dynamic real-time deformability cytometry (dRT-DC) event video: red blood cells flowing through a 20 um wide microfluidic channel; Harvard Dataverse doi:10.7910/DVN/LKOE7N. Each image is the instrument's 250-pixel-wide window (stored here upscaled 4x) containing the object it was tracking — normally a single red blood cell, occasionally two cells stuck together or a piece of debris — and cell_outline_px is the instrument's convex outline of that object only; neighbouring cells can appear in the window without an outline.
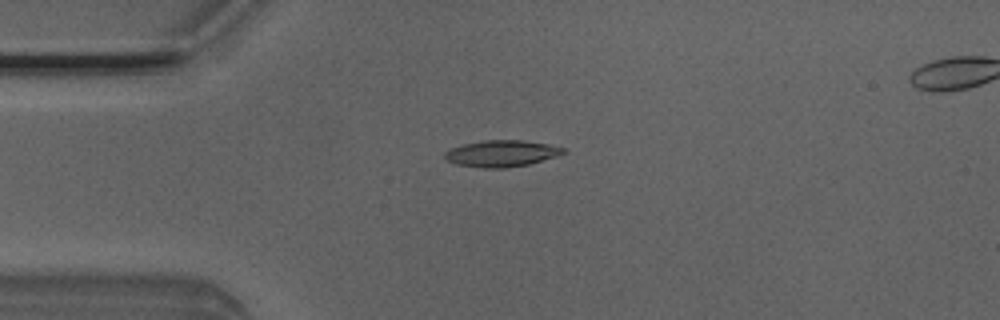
{"species": "Egyptian fruit bat (a non-hibernating species)", "species_latin": "Rousettus aegyptiacus", "temperature_condition": "room temperature", "stored_images_in_passage": 4, "camera_frame_rate_fps": 3000, "um_per_image_px": 0.085, "animal": {"sex": "male"}, "frame": {"image": 1, "passage_image": 1, "time_ms": 0.0, "image_size_px": [1000, 320], "cell_outline_px": [[564, 152], [560, 156], [528, 164], [504, 168], [484, 168], [456, 164], [444, 160], [444, 152], [452, 148], [464, 144], [484, 140], [524, 140], [548, 144], [564, 148]], "centroid_in_image_um": [42.62, 13.05], "position_along_channel_um": 42.4, "area_um2": 18.32}}